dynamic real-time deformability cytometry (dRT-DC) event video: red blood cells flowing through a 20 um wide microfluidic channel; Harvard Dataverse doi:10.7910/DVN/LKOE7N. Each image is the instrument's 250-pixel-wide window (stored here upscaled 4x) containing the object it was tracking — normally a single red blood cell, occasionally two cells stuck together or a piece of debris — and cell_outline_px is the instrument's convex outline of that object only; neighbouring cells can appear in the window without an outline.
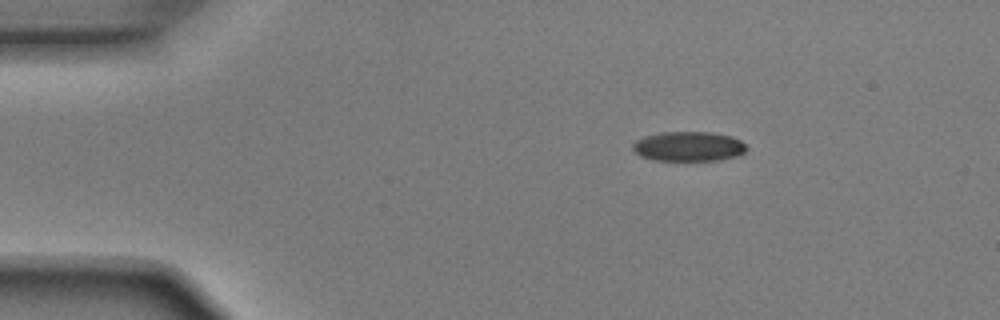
{"species": "Egyptian fruit bat (a non-hibernating species)", "species_latin": "Rousettus aegyptiacus", "temperature_condition": "room temperature", "stored_images_in_passage": 6, "camera_frame_rate_fps": 3000, "um_per_image_px": 0.085, "animal": {"sex": "male"}, "frame": {"image": 1, "passage_image": 1, "time_ms": 0.0, "image_size_px": [1000, 320], "cell_outline_px": [[748, 148], [740, 156], [720, 160], [652, 160], [640, 156], [632, 148], [632, 144], [636, 140], [644, 136], [660, 132], [708, 132], [732, 136], [740, 140]], "centroid_in_image_um": [58.53, 12.44], "position_along_channel_um": 26.5, "area_um2": 19.83}}
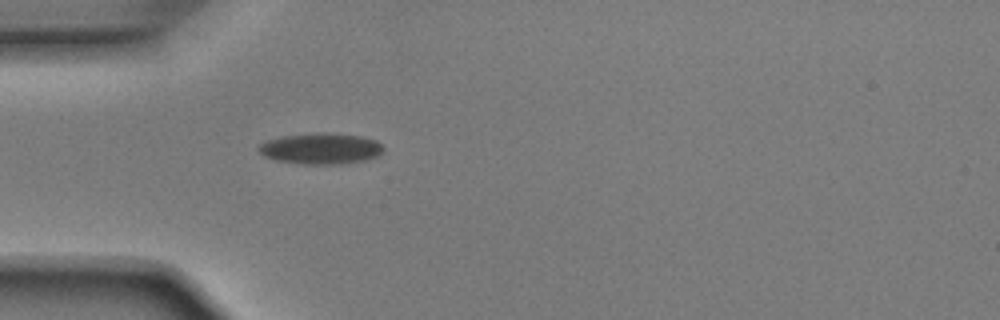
{"frame": {"image": 2, "passage_image": 3, "time_ms": 0.667, "image_size_px": [1000, 320], "cell_outline_px": [[384, 152], [376, 156], [364, 160], [340, 164], [304, 164], [276, 160], [264, 156], [256, 148], [260, 144], [268, 140], [280, 136], [316, 132], [324, 132], [364, 136], [376, 140], [384, 148]], "centroid_in_image_um": [27.27, 12.61], "position_along_channel_um": 57.7, "area_um2": 22.72}}